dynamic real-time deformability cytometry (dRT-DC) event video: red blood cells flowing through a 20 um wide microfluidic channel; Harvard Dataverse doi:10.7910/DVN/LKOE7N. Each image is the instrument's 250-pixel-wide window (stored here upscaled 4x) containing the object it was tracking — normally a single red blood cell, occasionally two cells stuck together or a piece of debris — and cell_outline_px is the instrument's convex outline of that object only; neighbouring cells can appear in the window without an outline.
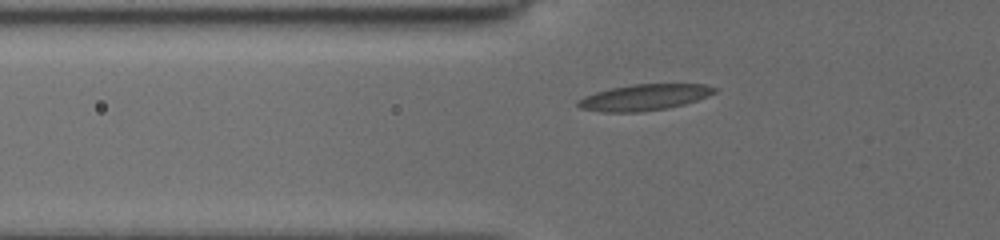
{"species": "common noctule bat (a hibernating species)", "species_latin": "Nyctalus noctula", "temperature_condition": "cold", "stored_images_in_passage": 29, "camera_frame_rate_fps": 3000, "um_per_image_px": 0.085, "animal": {"sex": "female", "body_mass_g": 19.5, "forearm_length_mm": 54.1}, "frame": {"image": 1, "passage_image": 17, "time_ms": 3.667, "image_size_px": [1000, 240], "cell_outline_px": [[716, 92], [708, 96], [684, 104], [668, 108], [640, 112], [604, 112], [580, 108], [576, 104], [576, 100], [584, 96], [608, 88], [632, 84], [704, 84], [716, 88]], "centroid_in_image_um": [54.72, 8.27], "position_along_channel_um": 71.1, "area_um2": 20.87}}
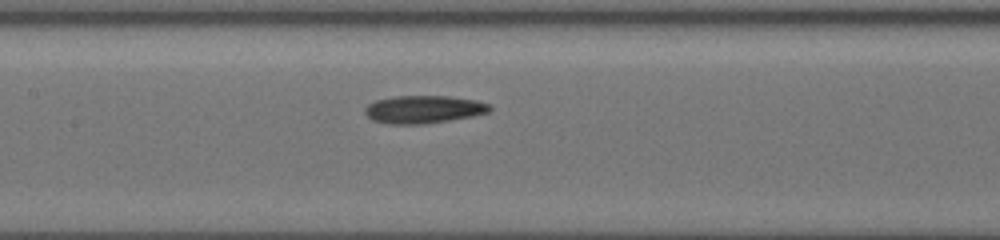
{"frame": {"image": 2, "passage_image": 25, "time_ms": 6.333, "image_size_px": [1000, 240], "cell_outline_px": [[492, 108], [488, 112], [472, 116], [448, 120], [420, 124], [388, 124], [372, 120], [364, 112], [364, 108], [368, 104], [376, 100], [392, 96], [448, 96], [476, 100], [492, 104]], "centroid_in_image_um": [35.99, 9.29], "position_along_channel_um": 171.4, "area_um2": 20.23}}
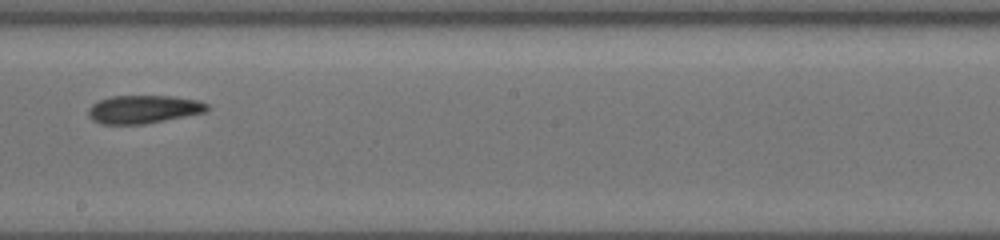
{"frame": {"image": 3, "passage_image": 28, "time_ms": 8.0, "image_size_px": [1000, 240], "cell_outline_px": [[212, 108], [204, 112], [144, 124], [100, 124], [92, 120], [88, 116], [88, 108], [92, 104], [100, 100], [112, 96], [172, 96], [200, 100], [208, 104]], "centroid_in_image_um": [12.2, 9.28], "position_along_channel_um": 236.0, "area_um2": 19.54}}